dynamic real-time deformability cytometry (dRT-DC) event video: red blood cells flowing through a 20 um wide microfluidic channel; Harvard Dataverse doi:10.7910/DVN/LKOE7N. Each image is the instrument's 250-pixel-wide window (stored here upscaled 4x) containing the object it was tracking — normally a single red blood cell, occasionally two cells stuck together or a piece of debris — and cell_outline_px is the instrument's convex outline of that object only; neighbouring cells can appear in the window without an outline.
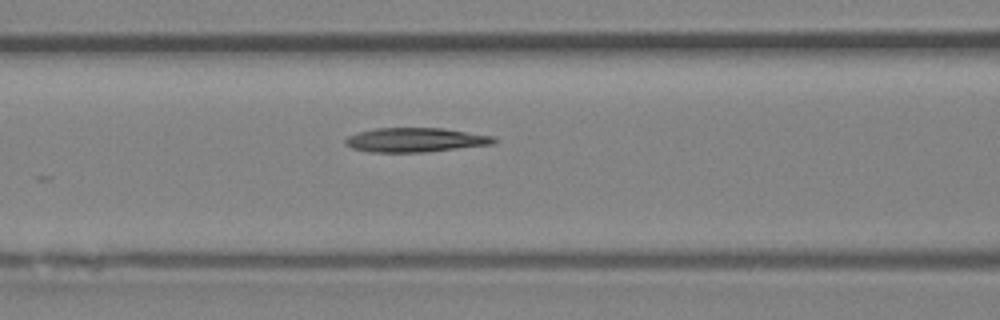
{"species": "Egyptian fruit bat (a non-hibernating species)", "species_latin": "Rousettus aegyptiacus", "temperature_condition": "room temperature", "stored_images_in_passage": 7, "camera_frame_rate_fps": 3000, "um_per_image_px": 0.085, "animal": {"sex": "female"}, "frame": {"image": 1, "passage_image": 7, "time_ms": 2.0, "image_size_px": [1000, 320], "cell_outline_px": [[500, 140], [492, 144], [424, 152], [368, 152], [352, 148], [344, 144], [344, 140], [348, 136], [356, 132], [376, 128], [444, 128], [492, 136]], "centroid_in_image_um": [35.27, 11.89], "position_along_channel_um": 131.3, "area_um2": 21.04}}